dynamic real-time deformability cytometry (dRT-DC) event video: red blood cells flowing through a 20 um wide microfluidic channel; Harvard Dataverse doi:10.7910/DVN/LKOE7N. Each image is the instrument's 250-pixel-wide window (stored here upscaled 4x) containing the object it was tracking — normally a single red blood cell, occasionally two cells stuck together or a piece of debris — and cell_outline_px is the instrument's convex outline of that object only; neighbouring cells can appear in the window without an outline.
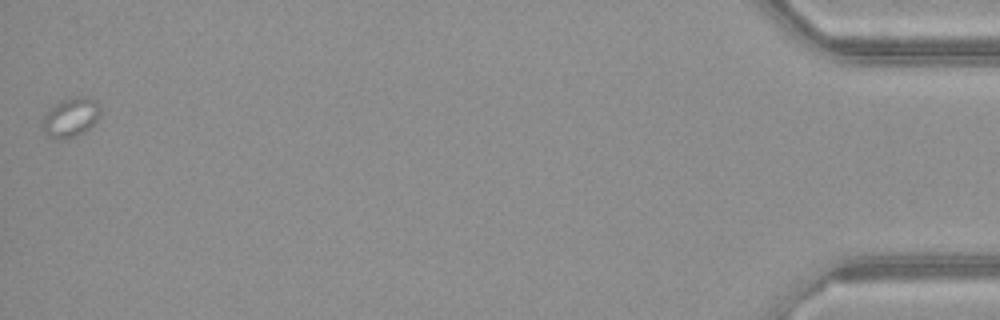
{"species": "common noctule bat (a hibernating species)", "species_latin": "Nyctalus noctula", "temperature_condition": "warm", "stored_images_in_passage": 35, "camera_frame_rate_fps": 3000, "um_per_image_px": 0.085, "animal": {"sex": "female", "body_mass_g": 21.9}, "frame": {"image": 1, "passage_image": 35, "time_ms": 11.333, "image_size_px": [1000, 320], "cell_outline_px": [[100, 112], [96, 120], [84, 132], [76, 136], [60, 140], [52, 140], [44, 132], [40, 124], [48, 108], [60, 100], [76, 96], [84, 96], [92, 100], [100, 108]], "centroid_in_image_um": [5.92, 10.0], "position_along_channel_um": 429.3, "area_um2": 13.35}}